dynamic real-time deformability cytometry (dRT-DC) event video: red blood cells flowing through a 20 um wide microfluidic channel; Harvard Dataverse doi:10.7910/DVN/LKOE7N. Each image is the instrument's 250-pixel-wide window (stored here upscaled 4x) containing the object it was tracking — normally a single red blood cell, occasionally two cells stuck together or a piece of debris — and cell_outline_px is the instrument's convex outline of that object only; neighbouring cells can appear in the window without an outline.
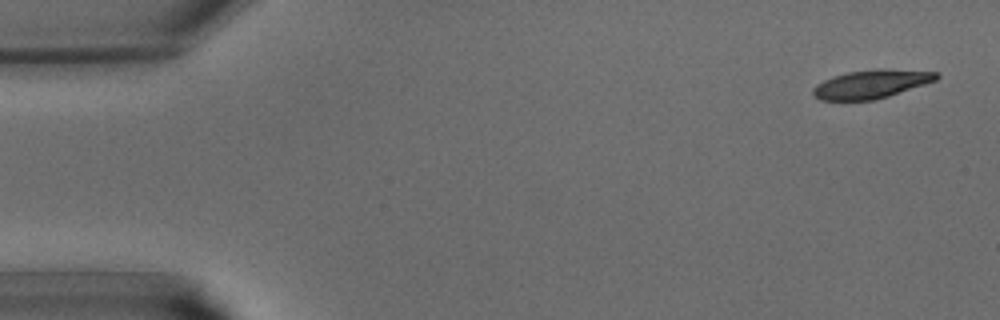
{"species": "common noctule bat (a hibernating species)", "species_latin": "Nyctalus noctula", "temperature_condition": "warm", "stored_images_in_passage": 38, "camera_frame_rate_fps": 3000, "um_per_image_px": 0.085, "animal": {"sex": "male", "body_mass_g": 15.6}, "frame": {"image": 1, "passage_image": 1, "time_ms": 0.0, "image_size_px": [1000, 320], "cell_outline_px": [[940, 76], [936, 80], [876, 100], [820, 100], [812, 96], [812, 88], [816, 84], [832, 76], [848, 72], [940, 72]], "centroid_in_image_um": [73.92, 7.22], "position_along_channel_um": 11.1, "area_um2": 19.25}}
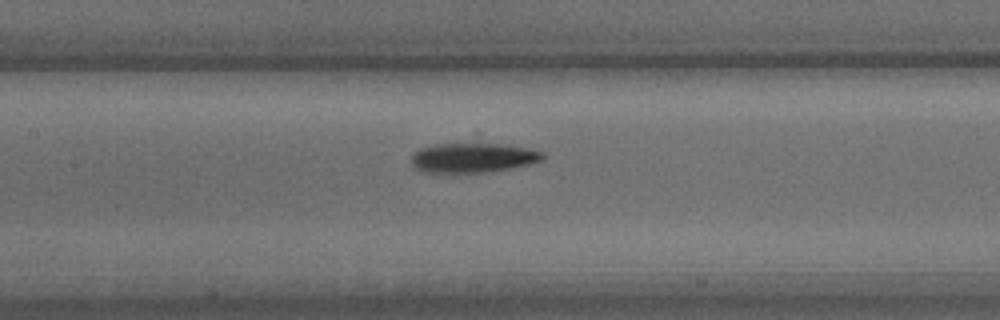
{"frame": {"image": 2, "passage_image": 18, "time_ms": 5.667, "image_size_px": [1000, 320], "cell_outline_px": [[544, 160], [512, 168], [484, 172], [424, 172], [416, 168], [412, 164], [412, 156], [420, 148], [436, 144], [500, 144], [524, 148], [544, 152]], "centroid_in_image_um": [40.21, 13.41], "position_along_channel_um": 167.2, "area_um2": 22.25}}
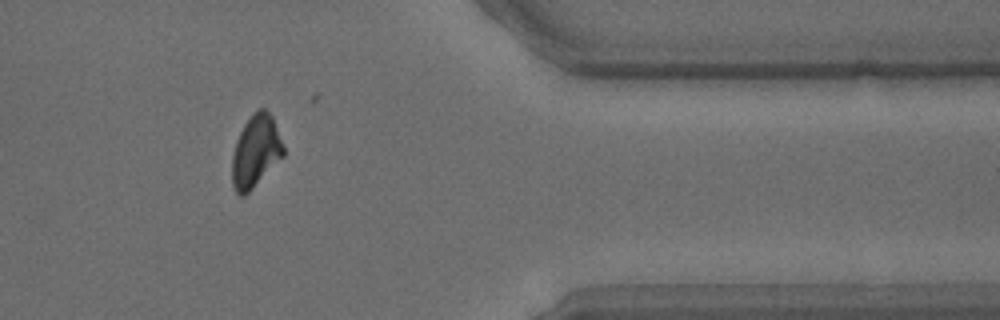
{"frame": {"image": 3, "passage_image": 33, "time_ms": 10.667, "image_size_px": [1000, 320], "cell_outline_px": [[284, 156], [244, 196], [240, 196], [236, 192], [232, 184], [232, 156], [236, 140], [244, 124], [252, 112], [260, 108], [264, 108], [272, 116], [284, 148]], "centroid_in_image_um": [21.72, 12.85], "position_along_channel_um": 389.7, "area_um2": 21.44}}